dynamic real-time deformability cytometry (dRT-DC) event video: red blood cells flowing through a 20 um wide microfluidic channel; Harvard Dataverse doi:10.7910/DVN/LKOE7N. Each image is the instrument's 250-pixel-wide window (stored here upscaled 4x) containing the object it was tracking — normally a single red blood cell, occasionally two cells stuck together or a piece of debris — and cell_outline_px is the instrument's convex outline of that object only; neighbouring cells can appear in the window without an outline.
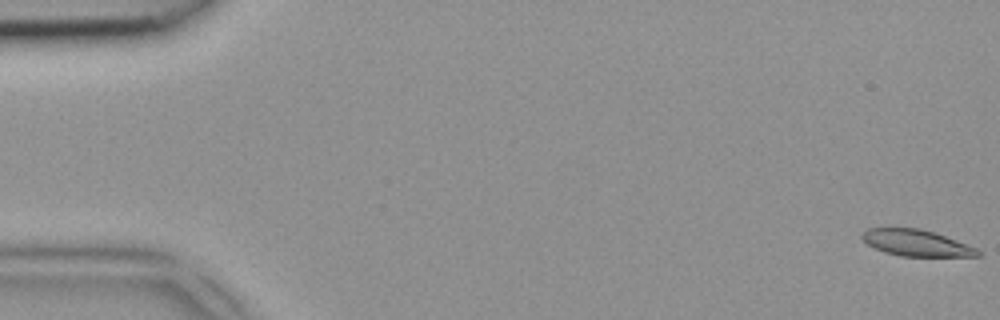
{"species": "common noctule bat (a hibernating species)", "species_latin": "Nyctalus noctula", "temperature_condition": "room temperature", "stored_images_in_passage": 48, "camera_frame_rate_fps": 3000, "um_per_image_px": 0.085, "animal": {"sex": "female", "body_mass_g": 18.4}, "frame": {"image": 1, "passage_image": 1, "time_ms": 0.0, "image_size_px": [1000, 320], "cell_outline_px": [[984, 252], [980, 256], [900, 256], [884, 252], [868, 244], [860, 236], [868, 228], [920, 228], [936, 232], [976, 248]], "centroid_in_image_um": [77.92, 20.65], "position_along_channel_um": 7.1, "area_um2": 17.74}}
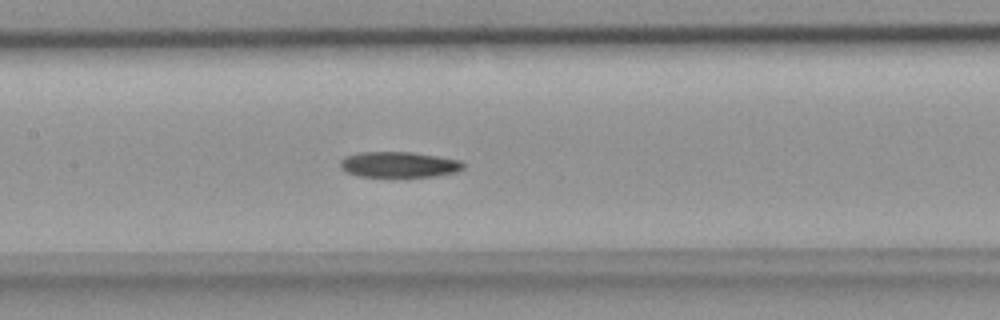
{"frame": {"image": 2, "passage_image": 23, "time_ms": 7.333, "image_size_px": [1000, 320], "cell_outline_px": [[464, 168], [456, 172], [432, 176], [356, 176], [340, 168], [340, 160], [344, 156], [356, 152], [412, 152], [460, 160], [464, 164]], "centroid_in_image_um": [33.86, 13.97], "position_along_channel_um": 173.5, "area_um2": 18.32}}
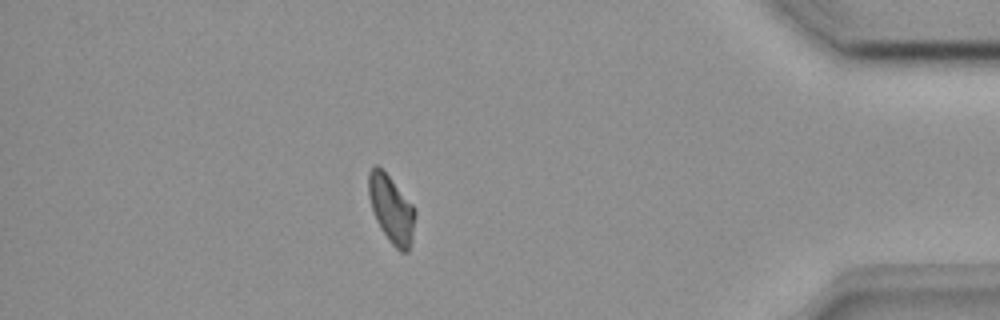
{"frame": {"image": 3, "passage_image": 42, "time_ms": 13.667, "image_size_px": [1000, 320], "cell_outline_px": [[416, 212], [412, 240], [408, 252], [400, 252], [388, 240], [380, 228], [372, 212], [368, 196], [368, 172], [372, 164], [376, 164], [388, 176], [416, 208]], "centroid_in_image_um": [33.25, 17.78], "position_along_channel_um": 402.0, "area_um2": 18.5}}